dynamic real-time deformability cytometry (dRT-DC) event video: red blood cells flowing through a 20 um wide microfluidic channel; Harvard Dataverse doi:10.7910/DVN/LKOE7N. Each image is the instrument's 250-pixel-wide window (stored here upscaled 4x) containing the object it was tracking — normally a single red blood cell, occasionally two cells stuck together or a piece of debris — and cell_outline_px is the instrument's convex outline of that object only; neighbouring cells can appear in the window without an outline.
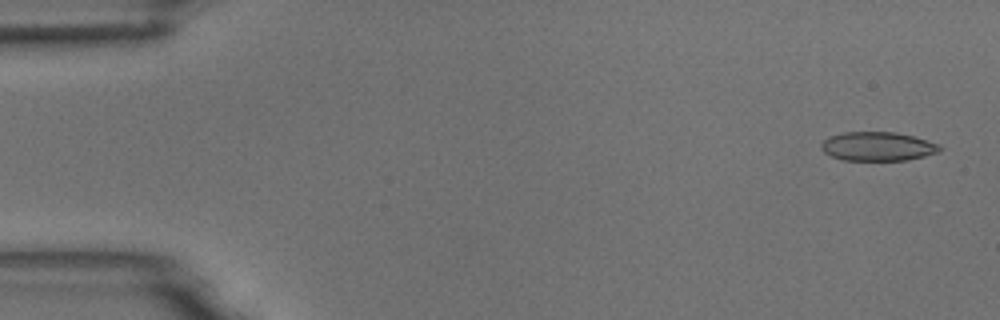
{"species": "common noctule bat (a hibernating species)", "species_latin": "Nyctalus noctula", "temperature_condition": "room temperature", "stored_images_in_passage": 4, "camera_frame_rate_fps": 3000, "um_per_image_px": 0.085, "animal": {"sex": "male", "body_mass_g": 18.8}, "frame": {"image": 1, "passage_image": 1, "time_ms": 0.0, "image_size_px": [1000, 320], "cell_outline_px": [[944, 148], [940, 152], [908, 160], [844, 160], [832, 156], [824, 152], [820, 148], [820, 144], [824, 140], [832, 136], [844, 132], [896, 132], [912, 136], [940, 144]], "centroid_in_image_um": [74.64, 12.45], "position_along_channel_um": 10.4, "area_um2": 20.0}}
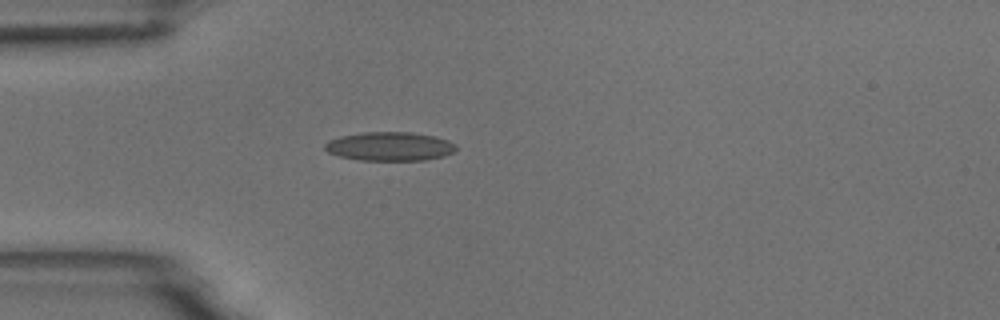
{"frame": {"image": 2, "passage_image": 4, "time_ms": 1.0, "image_size_px": [1000, 320], "cell_outline_px": [[456, 148], [452, 152], [444, 156], [424, 160], [356, 160], [340, 156], [328, 152], [324, 148], [324, 144], [328, 140], [340, 136], [364, 132], [412, 132], [436, 136], [448, 140], [456, 144]], "centroid_in_image_um": [33.12, 12.44], "position_along_channel_um": 51.9, "area_um2": 22.14}}